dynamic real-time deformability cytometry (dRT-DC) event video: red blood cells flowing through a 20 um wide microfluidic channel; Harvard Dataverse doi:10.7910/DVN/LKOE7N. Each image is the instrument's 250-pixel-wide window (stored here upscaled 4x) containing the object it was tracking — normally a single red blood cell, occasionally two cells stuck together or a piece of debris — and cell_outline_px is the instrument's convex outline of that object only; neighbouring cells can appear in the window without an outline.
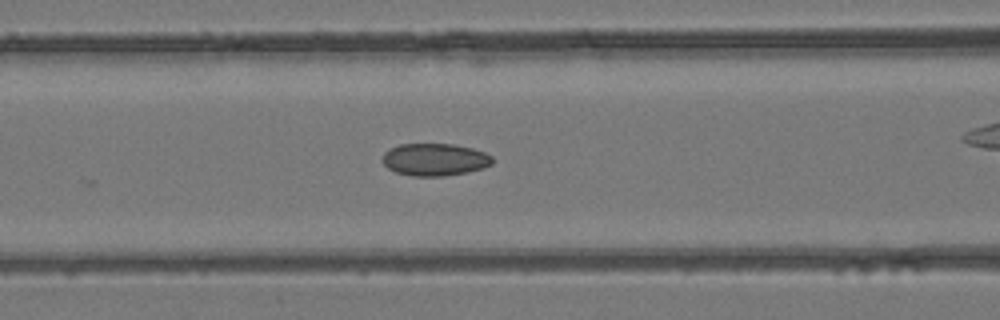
{"species": "common noctule bat (a hibernating species)", "species_latin": "Nyctalus noctula", "temperature_condition": "room temperature", "stored_images_in_passage": 10, "camera_frame_rate_fps": 3000, "um_per_image_px": 0.085, "animal": {"sex": "female", "body_mass_g": 24.6, "forearm_length_mm": 56.2}, "frame": {"image": 1, "passage_image": 6, "time_ms": 1.667, "image_size_px": [1000, 320], "cell_outline_px": [[492, 164], [468, 172], [444, 176], [412, 176], [396, 172], [388, 168], [384, 164], [384, 152], [400, 144], [452, 144], [472, 148], [484, 152], [492, 156]], "centroid_in_image_um": [36.96, 13.56], "position_along_channel_um": 129.6, "area_um2": 20.52}}
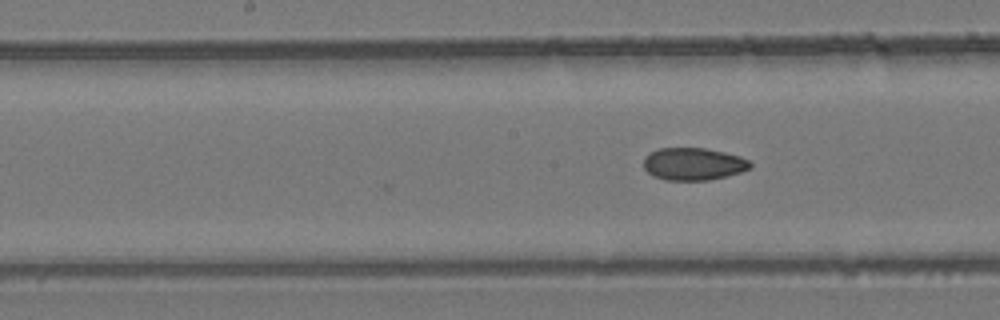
{"frame": {"image": 2, "passage_image": 10, "time_ms": 3.0, "image_size_px": [1000, 320], "cell_outline_px": [[752, 168], [740, 172], [708, 180], [668, 180], [656, 176], [648, 172], [644, 168], [644, 160], [652, 152], [660, 148], [704, 148], [724, 152], [740, 156], [748, 160], [752, 164]], "centroid_in_image_um": [58.98, 13.93], "position_along_channel_um": 189.2, "area_um2": 19.83}}